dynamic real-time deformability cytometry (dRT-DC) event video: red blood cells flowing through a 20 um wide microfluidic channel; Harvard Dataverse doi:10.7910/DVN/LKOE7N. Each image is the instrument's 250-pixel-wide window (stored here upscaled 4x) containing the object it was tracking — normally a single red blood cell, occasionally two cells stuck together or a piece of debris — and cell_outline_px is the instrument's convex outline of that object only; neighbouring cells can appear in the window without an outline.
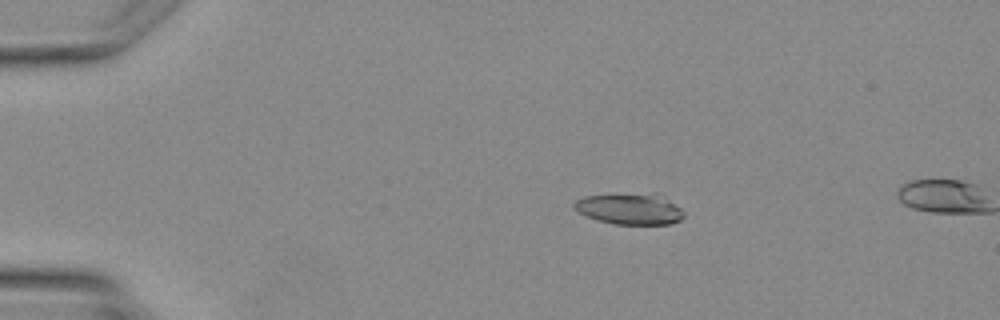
{"species": "Egyptian fruit bat (a non-hibernating species)", "species_latin": "Rousettus aegyptiacus", "temperature_condition": "warm", "stored_images_in_passage": 3, "camera_frame_rate_fps": 3000, "um_per_image_px": 0.085, "animal": {"sex": "female"}, "frame": {"image": 1, "passage_image": 2, "time_ms": 1.333, "image_size_px": [1000, 320], "cell_outline_px": [[684, 216], [680, 220], [672, 224], [612, 224], [596, 220], [572, 208], [572, 204], [576, 200], [584, 196], [652, 192], [656, 192], [664, 196], [680, 208], [684, 212]], "centroid_in_image_um": [53.55, 17.74], "position_along_channel_um": 31.5, "area_um2": 20.23}}